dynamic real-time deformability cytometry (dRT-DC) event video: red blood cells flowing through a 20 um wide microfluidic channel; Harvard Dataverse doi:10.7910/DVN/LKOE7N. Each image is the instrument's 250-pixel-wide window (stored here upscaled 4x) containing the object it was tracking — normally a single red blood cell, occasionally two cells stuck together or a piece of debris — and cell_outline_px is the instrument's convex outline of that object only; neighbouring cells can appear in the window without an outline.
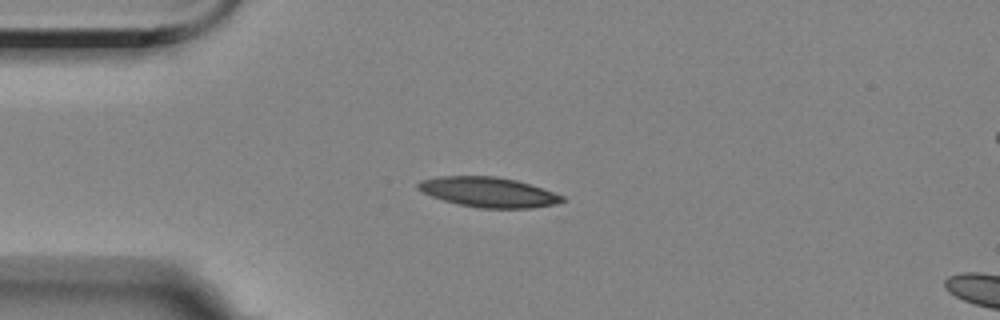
{"species": "Egyptian fruit bat (a non-hibernating species)", "species_latin": "Rousettus aegyptiacus", "temperature_condition": "room temperature", "stored_images_in_passage": 4, "camera_frame_rate_fps": 3000, "um_per_image_px": 0.085, "animal": {"sex": "female"}, "frame": {"image": 1, "passage_image": 2, "time_ms": 1.0, "image_size_px": [1000, 320], "cell_outline_px": [[564, 200], [552, 204], [532, 208], [480, 208], [460, 204], [444, 200], [432, 196], [416, 188], [416, 184], [420, 180], [436, 176], [496, 176], [516, 180], [564, 196]], "centroid_in_image_um": [41.45, 16.32], "position_along_channel_um": 43.5, "area_um2": 24.85}}
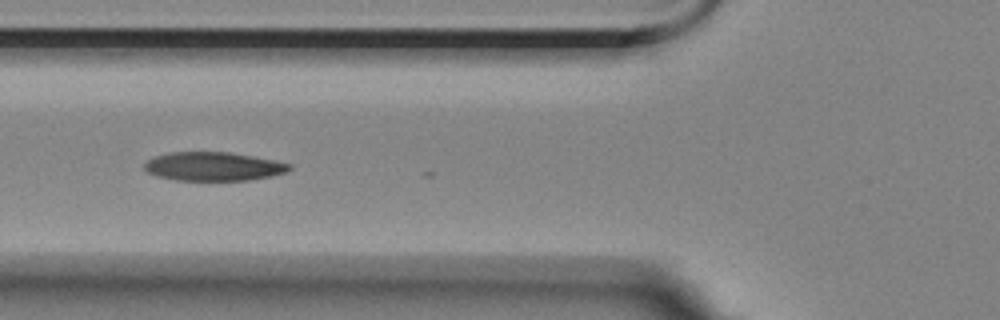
{"frame": {"image": 2, "passage_image": 4, "time_ms": 3.333, "image_size_px": [1000, 320], "cell_outline_px": [[292, 168], [288, 172], [272, 176], [248, 180], [176, 180], [156, 176], [148, 172], [144, 168], [144, 164], [152, 156], [172, 152], [228, 152], [252, 156], [292, 164]], "centroid_in_image_um": [18.14, 14.15], "position_along_channel_um": 107.7, "area_um2": 24.28}}